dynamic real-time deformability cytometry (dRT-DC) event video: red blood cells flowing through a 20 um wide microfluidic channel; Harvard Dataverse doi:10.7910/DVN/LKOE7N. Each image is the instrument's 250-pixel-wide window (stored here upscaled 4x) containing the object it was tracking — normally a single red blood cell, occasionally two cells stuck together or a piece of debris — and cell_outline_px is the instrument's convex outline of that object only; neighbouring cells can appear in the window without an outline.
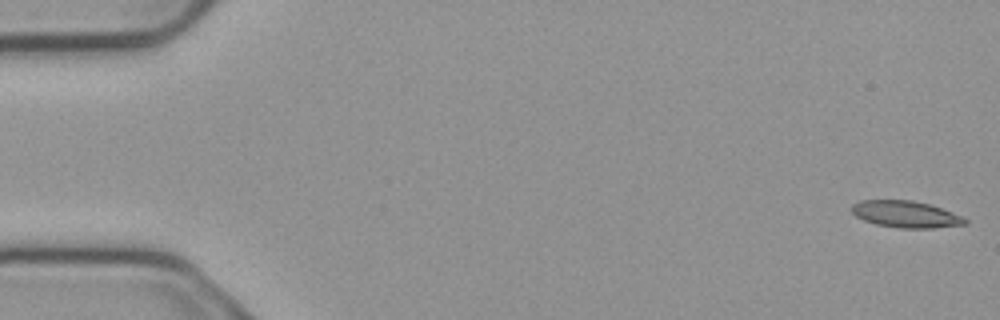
{"species": "common noctule bat (a hibernating species)", "species_latin": "Nyctalus noctula", "temperature_condition": "cold", "stored_images_in_passage": 6, "segment_of_instrument_passage": [2, 2], "camera_frame_rate_fps": 3000, "um_per_image_px": 0.085, "animal": {"sex": "male", "body_mass_g": 23.1, "forearm_length_mm": 52.7}, "frame": {"image": 1, "passage_image": 6, "time_ms": 1.667, "image_size_px": [1000, 320], "cell_outline_px": [[968, 224], [932, 228], [900, 228], [876, 224], [864, 220], [856, 216], [848, 208], [852, 204], [860, 200], [912, 200], [928, 204], [952, 212], [968, 220]], "centroid_in_image_um": [76.95, 18.21], "position_along_channel_um": 8.1, "area_um2": 17.63}}